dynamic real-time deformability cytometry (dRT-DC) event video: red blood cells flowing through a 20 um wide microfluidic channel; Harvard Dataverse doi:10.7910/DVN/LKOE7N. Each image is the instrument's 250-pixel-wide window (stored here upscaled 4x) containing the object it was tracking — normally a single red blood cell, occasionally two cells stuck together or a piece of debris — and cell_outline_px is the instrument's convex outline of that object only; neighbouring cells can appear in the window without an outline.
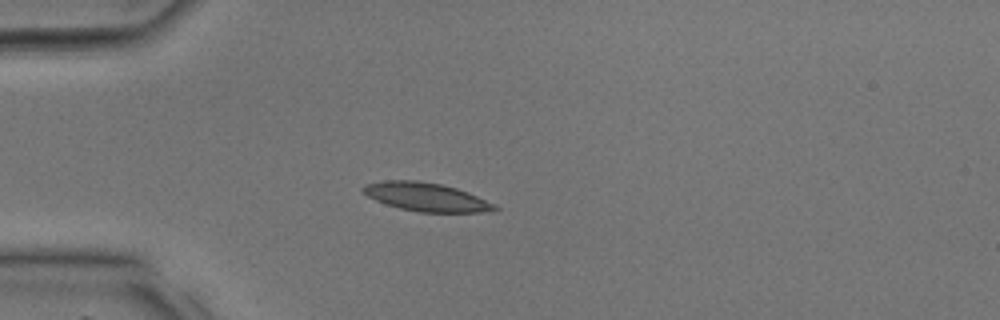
{"species": "common noctule bat (a hibernating species)", "species_latin": "Nyctalus noctula", "temperature_condition": "room temperature", "stored_images_in_passage": 27, "camera_frame_rate_fps": 3000, "um_per_image_px": 0.085, "animal": {"sex": "male", "body_mass_g": 17.9, "forearm_length_mm": 54.2}, "frame": {"image": 1, "passage_image": 2, "time_ms": 0.333, "image_size_px": [1000, 320], "cell_outline_px": [[500, 208], [496, 212], [420, 212], [400, 208], [376, 200], [368, 196], [360, 188], [364, 184], [384, 180], [416, 180], [440, 184], [456, 188], [468, 192], [496, 204]], "centroid_in_image_um": [36.27, 16.74], "position_along_channel_um": 48.7, "area_um2": 21.91}}
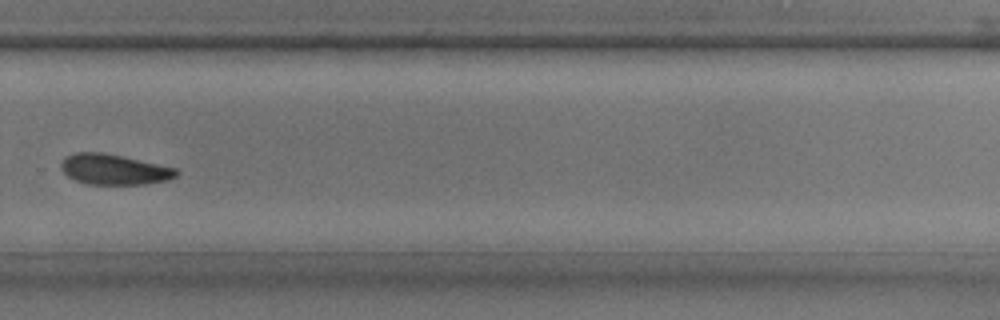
{"frame": {"image": 2, "passage_image": 17, "time_ms": 5.333, "image_size_px": [1000, 320], "cell_outline_px": [[180, 172], [176, 176], [168, 180], [144, 184], [88, 184], [76, 180], [68, 176], [60, 168], [60, 164], [68, 156], [76, 152], [100, 152], [120, 156], [176, 168]], "centroid_in_image_um": [9.7, 14.41], "position_along_channel_um": 320.1, "area_um2": 20.11}}
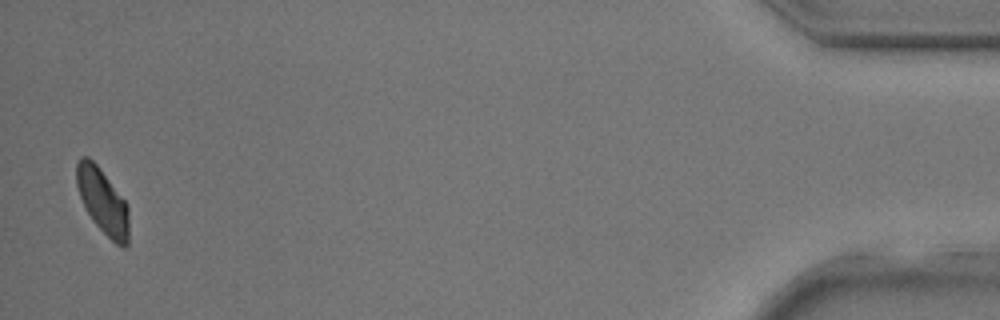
{"frame": {"image": 3, "passage_image": 27, "time_ms": 8.667, "image_size_px": [1000, 320], "cell_outline_px": [[128, 244], [124, 248], [116, 244], [92, 220], [80, 196], [76, 184], [76, 164], [80, 156], [88, 156], [96, 164], [128, 204]], "centroid_in_image_um": [8.73, 17.09], "position_along_channel_um": 426.5, "area_um2": 19.65}}